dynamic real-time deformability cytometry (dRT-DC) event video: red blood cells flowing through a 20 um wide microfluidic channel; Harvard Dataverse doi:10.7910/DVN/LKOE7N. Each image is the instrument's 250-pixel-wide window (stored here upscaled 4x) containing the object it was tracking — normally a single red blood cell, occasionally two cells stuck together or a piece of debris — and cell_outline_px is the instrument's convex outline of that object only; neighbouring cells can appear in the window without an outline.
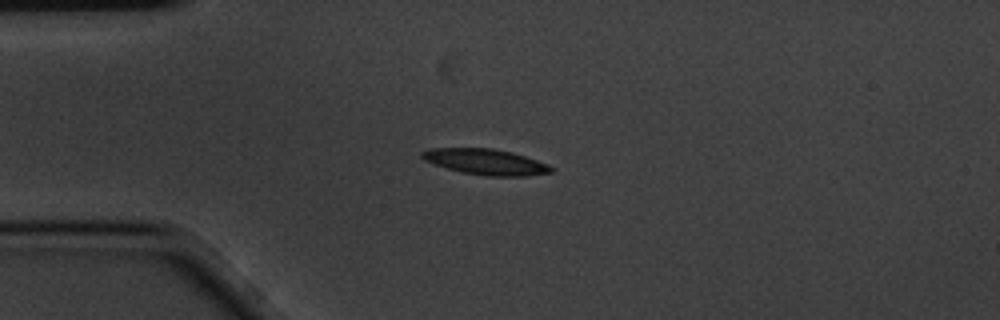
{"species": "common noctule bat (a hibernating species)", "species_latin": "Nyctalus noctula", "temperature_condition": "cold", "stored_images_in_passage": 1, "camera_frame_rate_fps": 3000, "um_per_image_px": 0.085, "animal": {"sex": "male", "body_mass_g": 20.1, "forearm_length_mm": 53.5}, "frame": {"image": 1, "passage_image": 1, "time_ms": 0.0, "image_size_px": [1000, 320], "cell_outline_px": [[556, 168], [552, 172], [524, 176], [488, 176], [464, 172], [448, 168], [424, 160], [420, 156], [420, 152], [428, 148], [492, 148], [512, 152], [548, 164]], "centroid_in_image_um": [41.29, 13.75], "position_along_channel_um": 43.7, "area_um2": 19.25}}